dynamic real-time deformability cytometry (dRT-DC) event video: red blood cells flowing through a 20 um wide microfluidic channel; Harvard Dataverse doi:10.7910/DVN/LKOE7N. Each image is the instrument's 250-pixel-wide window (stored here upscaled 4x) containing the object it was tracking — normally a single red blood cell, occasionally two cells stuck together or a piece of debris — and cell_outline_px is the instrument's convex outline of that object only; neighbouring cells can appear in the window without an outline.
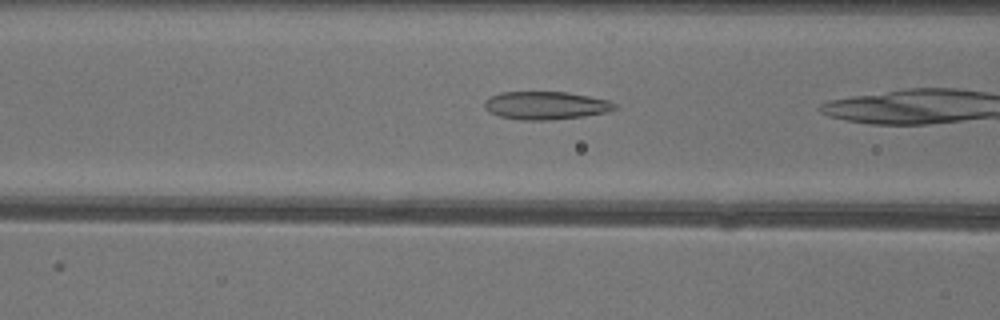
{"species": "common noctule bat (a hibernating species)", "species_latin": "Nyctalus noctula", "temperature_condition": "warm", "stored_images_in_passage": 26, "camera_frame_rate_fps": 3000, "um_per_image_px": 0.085, "animal": {"sex": "female"}, "frame": {"image": 1, "passage_image": 15, "time_ms": 4.667, "image_size_px": [1000, 320], "cell_outline_px": [[620, 108], [608, 112], [584, 116], [552, 120], [520, 120], [500, 116], [484, 108], [484, 100], [500, 92], [564, 92], [588, 96], [608, 100], [616, 104]], "centroid_in_image_um": [46.42, 8.97], "position_along_channel_um": 120.2, "area_um2": 21.27}}
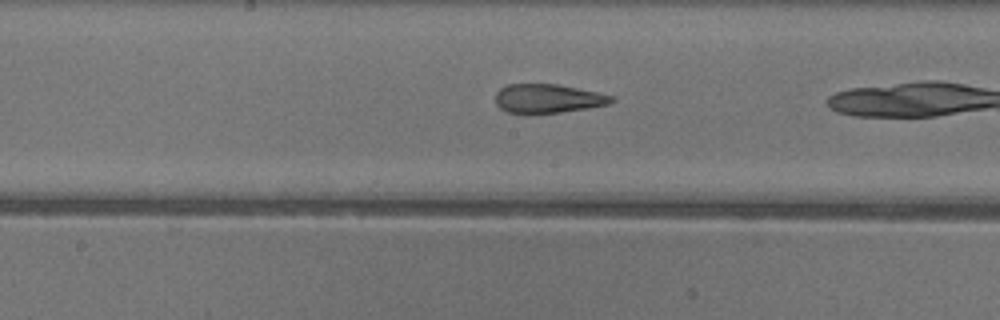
{"frame": {"image": 2, "passage_image": 21, "time_ms": 6.667, "image_size_px": [1000, 320], "cell_outline_px": [[616, 100], [612, 104], [588, 108], [560, 112], [508, 112], [500, 108], [496, 104], [496, 92], [500, 88], [508, 84], [556, 84], [616, 96]], "centroid_in_image_um": [46.62, 8.36], "position_along_channel_um": 201.6, "area_um2": 19.36}}
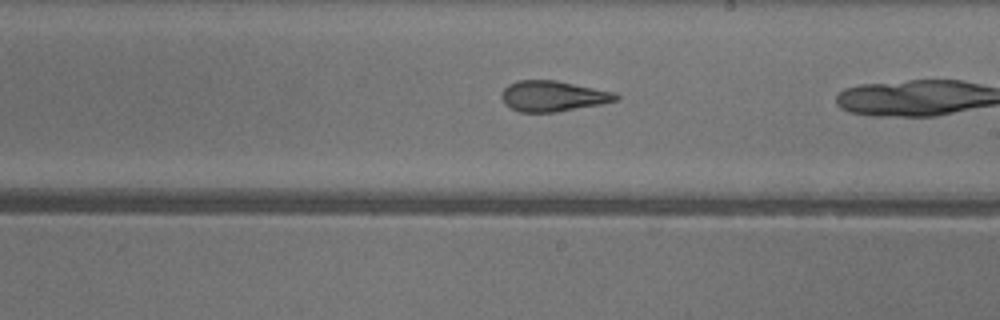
{"frame": {"image": 3, "passage_image": 24, "time_ms": 7.667, "image_size_px": [1000, 320], "cell_outline_px": [[620, 100], [604, 104], [556, 112], [520, 112], [504, 104], [500, 96], [504, 88], [508, 84], [516, 80], [556, 80], [616, 92], [620, 96]], "centroid_in_image_um": [47.04, 8.17], "position_along_channel_um": 242.0, "area_um2": 20.75}}